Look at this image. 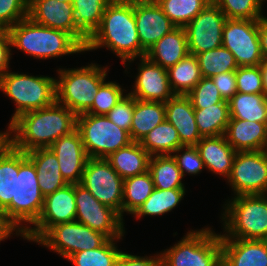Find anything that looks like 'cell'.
I'll return each mask as SVG.
<instances>
[{"instance_id": "1", "label": "cell", "mask_w": 267, "mask_h": 266, "mask_svg": "<svg viewBox=\"0 0 267 266\" xmlns=\"http://www.w3.org/2000/svg\"><path fill=\"white\" fill-rule=\"evenodd\" d=\"M10 124L12 147L22 152L49 148L61 136L77 128V115L55 101L52 105L22 113Z\"/></svg>"}, {"instance_id": "2", "label": "cell", "mask_w": 267, "mask_h": 266, "mask_svg": "<svg viewBox=\"0 0 267 266\" xmlns=\"http://www.w3.org/2000/svg\"><path fill=\"white\" fill-rule=\"evenodd\" d=\"M104 46L120 57L125 66L146 55L138 37L134 0H114L105 8L100 26L88 39L85 51Z\"/></svg>"}, {"instance_id": "3", "label": "cell", "mask_w": 267, "mask_h": 266, "mask_svg": "<svg viewBox=\"0 0 267 266\" xmlns=\"http://www.w3.org/2000/svg\"><path fill=\"white\" fill-rule=\"evenodd\" d=\"M11 46L35 57L49 59L85 52V48L69 33L35 23L29 17L6 30Z\"/></svg>"}, {"instance_id": "4", "label": "cell", "mask_w": 267, "mask_h": 266, "mask_svg": "<svg viewBox=\"0 0 267 266\" xmlns=\"http://www.w3.org/2000/svg\"><path fill=\"white\" fill-rule=\"evenodd\" d=\"M43 204L44 196L39 188L36 168L27 154L19 151L15 199L0 213L1 220L11 232L16 231V235L22 236L28 229L22 222L34 224L41 214Z\"/></svg>"}, {"instance_id": "5", "label": "cell", "mask_w": 267, "mask_h": 266, "mask_svg": "<svg viewBox=\"0 0 267 266\" xmlns=\"http://www.w3.org/2000/svg\"><path fill=\"white\" fill-rule=\"evenodd\" d=\"M225 206L222 219L227 234L220 238L267 240V194L237 195Z\"/></svg>"}, {"instance_id": "6", "label": "cell", "mask_w": 267, "mask_h": 266, "mask_svg": "<svg viewBox=\"0 0 267 266\" xmlns=\"http://www.w3.org/2000/svg\"><path fill=\"white\" fill-rule=\"evenodd\" d=\"M91 63L86 67L57 70L56 101L76 115L86 113L93 104L94 95L105 82L107 67Z\"/></svg>"}, {"instance_id": "7", "label": "cell", "mask_w": 267, "mask_h": 266, "mask_svg": "<svg viewBox=\"0 0 267 266\" xmlns=\"http://www.w3.org/2000/svg\"><path fill=\"white\" fill-rule=\"evenodd\" d=\"M161 255V266H221L220 234L208 228L190 230Z\"/></svg>"}, {"instance_id": "8", "label": "cell", "mask_w": 267, "mask_h": 266, "mask_svg": "<svg viewBox=\"0 0 267 266\" xmlns=\"http://www.w3.org/2000/svg\"><path fill=\"white\" fill-rule=\"evenodd\" d=\"M0 90L15 102L10 123L22 113L41 109L56 101V79L7 71L0 77Z\"/></svg>"}, {"instance_id": "9", "label": "cell", "mask_w": 267, "mask_h": 266, "mask_svg": "<svg viewBox=\"0 0 267 266\" xmlns=\"http://www.w3.org/2000/svg\"><path fill=\"white\" fill-rule=\"evenodd\" d=\"M89 158L106 159L132 141L128 131L118 127L106 115H77V128Z\"/></svg>"}, {"instance_id": "10", "label": "cell", "mask_w": 267, "mask_h": 266, "mask_svg": "<svg viewBox=\"0 0 267 266\" xmlns=\"http://www.w3.org/2000/svg\"><path fill=\"white\" fill-rule=\"evenodd\" d=\"M108 240L106 235L73 221L52 226L36 243L68 259L76 252L99 248Z\"/></svg>"}, {"instance_id": "11", "label": "cell", "mask_w": 267, "mask_h": 266, "mask_svg": "<svg viewBox=\"0 0 267 266\" xmlns=\"http://www.w3.org/2000/svg\"><path fill=\"white\" fill-rule=\"evenodd\" d=\"M259 19H227L222 33V45L231 51L239 67L262 65Z\"/></svg>"}, {"instance_id": "12", "label": "cell", "mask_w": 267, "mask_h": 266, "mask_svg": "<svg viewBox=\"0 0 267 266\" xmlns=\"http://www.w3.org/2000/svg\"><path fill=\"white\" fill-rule=\"evenodd\" d=\"M80 184L122 218L123 179L106 159L89 158Z\"/></svg>"}, {"instance_id": "13", "label": "cell", "mask_w": 267, "mask_h": 266, "mask_svg": "<svg viewBox=\"0 0 267 266\" xmlns=\"http://www.w3.org/2000/svg\"><path fill=\"white\" fill-rule=\"evenodd\" d=\"M76 220L106 235L109 239H121L124 236V223L121 216L99 202L87 188L75 184Z\"/></svg>"}, {"instance_id": "14", "label": "cell", "mask_w": 267, "mask_h": 266, "mask_svg": "<svg viewBox=\"0 0 267 266\" xmlns=\"http://www.w3.org/2000/svg\"><path fill=\"white\" fill-rule=\"evenodd\" d=\"M227 180L235 196L267 194V155L262 151L237 152Z\"/></svg>"}, {"instance_id": "15", "label": "cell", "mask_w": 267, "mask_h": 266, "mask_svg": "<svg viewBox=\"0 0 267 266\" xmlns=\"http://www.w3.org/2000/svg\"><path fill=\"white\" fill-rule=\"evenodd\" d=\"M76 220L75 184H67L44 197L38 220L22 235L28 241L37 242L52 226Z\"/></svg>"}, {"instance_id": "16", "label": "cell", "mask_w": 267, "mask_h": 266, "mask_svg": "<svg viewBox=\"0 0 267 266\" xmlns=\"http://www.w3.org/2000/svg\"><path fill=\"white\" fill-rule=\"evenodd\" d=\"M227 20L225 14L212 1L184 28L187 34L189 54L213 50L222 46L223 27Z\"/></svg>"}, {"instance_id": "17", "label": "cell", "mask_w": 267, "mask_h": 266, "mask_svg": "<svg viewBox=\"0 0 267 266\" xmlns=\"http://www.w3.org/2000/svg\"><path fill=\"white\" fill-rule=\"evenodd\" d=\"M72 3L29 0L28 17L37 24L71 34L84 48L88 38L77 28Z\"/></svg>"}, {"instance_id": "18", "label": "cell", "mask_w": 267, "mask_h": 266, "mask_svg": "<svg viewBox=\"0 0 267 266\" xmlns=\"http://www.w3.org/2000/svg\"><path fill=\"white\" fill-rule=\"evenodd\" d=\"M134 17L140 45L146 52L176 28L156 0H134Z\"/></svg>"}, {"instance_id": "19", "label": "cell", "mask_w": 267, "mask_h": 266, "mask_svg": "<svg viewBox=\"0 0 267 266\" xmlns=\"http://www.w3.org/2000/svg\"><path fill=\"white\" fill-rule=\"evenodd\" d=\"M134 89L129 94L141 101L166 103L175 94L172 92L167 69L152 62L146 56L141 57Z\"/></svg>"}, {"instance_id": "20", "label": "cell", "mask_w": 267, "mask_h": 266, "mask_svg": "<svg viewBox=\"0 0 267 266\" xmlns=\"http://www.w3.org/2000/svg\"><path fill=\"white\" fill-rule=\"evenodd\" d=\"M57 157L62 177L68 184H78L89 159L79 131L61 136L49 147Z\"/></svg>"}, {"instance_id": "21", "label": "cell", "mask_w": 267, "mask_h": 266, "mask_svg": "<svg viewBox=\"0 0 267 266\" xmlns=\"http://www.w3.org/2000/svg\"><path fill=\"white\" fill-rule=\"evenodd\" d=\"M221 266H267V240L221 238Z\"/></svg>"}, {"instance_id": "22", "label": "cell", "mask_w": 267, "mask_h": 266, "mask_svg": "<svg viewBox=\"0 0 267 266\" xmlns=\"http://www.w3.org/2000/svg\"><path fill=\"white\" fill-rule=\"evenodd\" d=\"M165 119L177 130L183 146H195L201 139L194 108L187 95H174L165 103Z\"/></svg>"}, {"instance_id": "23", "label": "cell", "mask_w": 267, "mask_h": 266, "mask_svg": "<svg viewBox=\"0 0 267 266\" xmlns=\"http://www.w3.org/2000/svg\"><path fill=\"white\" fill-rule=\"evenodd\" d=\"M195 146L205 168L226 178L230 176L237 152L227 142L225 135L202 137Z\"/></svg>"}, {"instance_id": "24", "label": "cell", "mask_w": 267, "mask_h": 266, "mask_svg": "<svg viewBox=\"0 0 267 266\" xmlns=\"http://www.w3.org/2000/svg\"><path fill=\"white\" fill-rule=\"evenodd\" d=\"M266 132V123L230 119L224 135L236 152L261 151Z\"/></svg>"}, {"instance_id": "25", "label": "cell", "mask_w": 267, "mask_h": 266, "mask_svg": "<svg viewBox=\"0 0 267 266\" xmlns=\"http://www.w3.org/2000/svg\"><path fill=\"white\" fill-rule=\"evenodd\" d=\"M188 54L186 30L183 27H176L149 48L145 56L162 68L168 69Z\"/></svg>"}, {"instance_id": "26", "label": "cell", "mask_w": 267, "mask_h": 266, "mask_svg": "<svg viewBox=\"0 0 267 266\" xmlns=\"http://www.w3.org/2000/svg\"><path fill=\"white\" fill-rule=\"evenodd\" d=\"M26 154L36 168L39 188L44 197L68 184L62 177L57 157L50 148H39Z\"/></svg>"}, {"instance_id": "27", "label": "cell", "mask_w": 267, "mask_h": 266, "mask_svg": "<svg viewBox=\"0 0 267 266\" xmlns=\"http://www.w3.org/2000/svg\"><path fill=\"white\" fill-rule=\"evenodd\" d=\"M150 157L139 142L133 141L112 153L106 160L124 180L148 171Z\"/></svg>"}, {"instance_id": "28", "label": "cell", "mask_w": 267, "mask_h": 266, "mask_svg": "<svg viewBox=\"0 0 267 266\" xmlns=\"http://www.w3.org/2000/svg\"><path fill=\"white\" fill-rule=\"evenodd\" d=\"M165 120V103L141 101L135 98L130 128L132 141L140 142L153 128Z\"/></svg>"}, {"instance_id": "29", "label": "cell", "mask_w": 267, "mask_h": 266, "mask_svg": "<svg viewBox=\"0 0 267 266\" xmlns=\"http://www.w3.org/2000/svg\"><path fill=\"white\" fill-rule=\"evenodd\" d=\"M228 102L230 119L267 124V96L265 94L237 92Z\"/></svg>"}, {"instance_id": "30", "label": "cell", "mask_w": 267, "mask_h": 266, "mask_svg": "<svg viewBox=\"0 0 267 266\" xmlns=\"http://www.w3.org/2000/svg\"><path fill=\"white\" fill-rule=\"evenodd\" d=\"M150 156L171 155L182 147L177 130L166 119L139 142Z\"/></svg>"}, {"instance_id": "31", "label": "cell", "mask_w": 267, "mask_h": 266, "mask_svg": "<svg viewBox=\"0 0 267 266\" xmlns=\"http://www.w3.org/2000/svg\"><path fill=\"white\" fill-rule=\"evenodd\" d=\"M169 84L175 95H187L203 78L195 55L188 54L167 69Z\"/></svg>"}, {"instance_id": "32", "label": "cell", "mask_w": 267, "mask_h": 266, "mask_svg": "<svg viewBox=\"0 0 267 266\" xmlns=\"http://www.w3.org/2000/svg\"><path fill=\"white\" fill-rule=\"evenodd\" d=\"M201 137L224 135L230 120L229 103H217L204 109H194Z\"/></svg>"}, {"instance_id": "33", "label": "cell", "mask_w": 267, "mask_h": 266, "mask_svg": "<svg viewBox=\"0 0 267 266\" xmlns=\"http://www.w3.org/2000/svg\"><path fill=\"white\" fill-rule=\"evenodd\" d=\"M154 190L151 173L148 171L123 180L122 219L124 212L134 214Z\"/></svg>"}, {"instance_id": "34", "label": "cell", "mask_w": 267, "mask_h": 266, "mask_svg": "<svg viewBox=\"0 0 267 266\" xmlns=\"http://www.w3.org/2000/svg\"><path fill=\"white\" fill-rule=\"evenodd\" d=\"M149 172L152 175L156 189H185L182 183L183 175L172 155L151 156Z\"/></svg>"}, {"instance_id": "35", "label": "cell", "mask_w": 267, "mask_h": 266, "mask_svg": "<svg viewBox=\"0 0 267 266\" xmlns=\"http://www.w3.org/2000/svg\"><path fill=\"white\" fill-rule=\"evenodd\" d=\"M114 0H73L77 28L89 39L98 29L105 8Z\"/></svg>"}, {"instance_id": "36", "label": "cell", "mask_w": 267, "mask_h": 266, "mask_svg": "<svg viewBox=\"0 0 267 266\" xmlns=\"http://www.w3.org/2000/svg\"><path fill=\"white\" fill-rule=\"evenodd\" d=\"M19 150L12 146L0 157V213L15 199Z\"/></svg>"}, {"instance_id": "37", "label": "cell", "mask_w": 267, "mask_h": 266, "mask_svg": "<svg viewBox=\"0 0 267 266\" xmlns=\"http://www.w3.org/2000/svg\"><path fill=\"white\" fill-rule=\"evenodd\" d=\"M185 189H156L152 191V194L147 200L138 208L133 214L137 219L142 216H158L173 210L180 201L183 199Z\"/></svg>"}, {"instance_id": "38", "label": "cell", "mask_w": 267, "mask_h": 266, "mask_svg": "<svg viewBox=\"0 0 267 266\" xmlns=\"http://www.w3.org/2000/svg\"><path fill=\"white\" fill-rule=\"evenodd\" d=\"M176 27H185L212 0H156Z\"/></svg>"}, {"instance_id": "39", "label": "cell", "mask_w": 267, "mask_h": 266, "mask_svg": "<svg viewBox=\"0 0 267 266\" xmlns=\"http://www.w3.org/2000/svg\"><path fill=\"white\" fill-rule=\"evenodd\" d=\"M201 70L202 77H213L223 72L238 69L234 55L223 45L195 55Z\"/></svg>"}, {"instance_id": "40", "label": "cell", "mask_w": 267, "mask_h": 266, "mask_svg": "<svg viewBox=\"0 0 267 266\" xmlns=\"http://www.w3.org/2000/svg\"><path fill=\"white\" fill-rule=\"evenodd\" d=\"M114 241L109 239L99 248L76 252L68 260L74 266H115L122 251L118 250Z\"/></svg>"}, {"instance_id": "41", "label": "cell", "mask_w": 267, "mask_h": 266, "mask_svg": "<svg viewBox=\"0 0 267 266\" xmlns=\"http://www.w3.org/2000/svg\"><path fill=\"white\" fill-rule=\"evenodd\" d=\"M227 19H262L265 0H212Z\"/></svg>"}, {"instance_id": "42", "label": "cell", "mask_w": 267, "mask_h": 266, "mask_svg": "<svg viewBox=\"0 0 267 266\" xmlns=\"http://www.w3.org/2000/svg\"><path fill=\"white\" fill-rule=\"evenodd\" d=\"M124 89L116 82H104L94 95L92 107L86 112L92 115H106L123 98Z\"/></svg>"}, {"instance_id": "43", "label": "cell", "mask_w": 267, "mask_h": 266, "mask_svg": "<svg viewBox=\"0 0 267 266\" xmlns=\"http://www.w3.org/2000/svg\"><path fill=\"white\" fill-rule=\"evenodd\" d=\"M187 97L194 109H204L217 103H229L221 97L220 91L210 77H203L187 94Z\"/></svg>"}, {"instance_id": "44", "label": "cell", "mask_w": 267, "mask_h": 266, "mask_svg": "<svg viewBox=\"0 0 267 266\" xmlns=\"http://www.w3.org/2000/svg\"><path fill=\"white\" fill-rule=\"evenodd\" d=\"M236 85L238 93L265 94L262 66L238 67Z\"/></svg>"}, {"instance_id": "45", "label": "cell", "mask_w": 267, "mask_h": 266, "mask_svg": "<svg viewBox=\"0 0 267 266\" xmlns=\"http://www.w3.org/2000/svg\"><path fill=\"white\" fill-rule=\"evenodd\" d=\"M29 0H0V29L7 30L28 17Z\"/></svg>"}, {"instance_id": "46", "label": "cell", "mask_w": 267, "mask_h": 266, "mask_svg": "<svg viewBox=\"0 0 267 266\" xmlns=\"http://www.w3.org/2000/svg\"><path fill=\"white\" fill-rule=\"evenodd\" d=\"M134 104L135 98L128 93L106 114V117L130 133Z\"/></svg>"}, {"instance_id": "47", "label": "cell", "mask_w": 267, "mask_h": 266, "mask_svg": "<svg viewBox=\"0 0 267 266\" xmlns=\"http://www.w3.org/2000/svg\"><path fill=\"white\" fill-rule=\"evenodd\" d=\"M180 151H183L182 154H179ZM173 154L174 155L172 156L176 160L178 168L180 169L183 177L185 173L191 175L199 174V172H201L204 168L203 160L200 158L196 146H182Z\"/></svg>"}, {"instance_id": "48", "label": "cell", "mask_w": 267, "mask_h": 266, "mask_svg": "<svg viewBox=\"0 0 267 266\" xmlns=\"http://www.w3.org/2000/svg\"><path fill=\"white\" fill-rule=\"evenodd\" d=\"M211 78L225 101H229L237 93L236 70L223 72Z\"/></svg>"}, {"instance_id": "49", "label": "cell", "mask_w": 267, "mask_h": 266, "mask_svg": "<svg viewBox=\"0 0 267 266\" xmlns=\"http://www.w3.org/2000/svg\"><path fill=\"white\" fill-rule=\"evenodd\" d=\"M115 266H161V255L140 257L122 251Z\"/></svg>"}, {"instance_id": "50", "label": "cell", "mask_w": 267, "mask_h": 266, "mask_svg": "<svg viewBox=\"0 0 267 266\" xmlns=\"http://www.w3.org/2000/svg\"><path fill=\"white\" fill-rule=\"evenodd\" d=\"M11 40L8 32L2 30L0 32V77L8 71L11 59Z\"/></svg>"}, {"instance_id": "51", "label": "cell", "mask_w": 267, "mask_h": 266, "mask_svg": "<svg viewBox=\"0 0 267 266\" xmlns=\"http://www.w3.org/2000/svg\"><path fill=\"white\" fill-rule=\"evenodd\" d=\"M258 33L263 60H267V17L259 19Z\"/></svg>"}, {"instance_id": "52", "label": "cell", "mask_w": 267, "mask_h": 266, "mask_svg": "<svg viewBox=\"0 0 267 266\" xmlns=\"http://www.w3.org/2000/svg\"><path fill=\"white\" fill-rule=\"evenodd\" d=\"M10 124L6 132H0V157L12 146Z\"/></svg>"}, {"instance_id": "53", "label": "cell", "mask_w": 267, "mask_h": 266, "mask_svg": "<svg viewBox=\"0 0 267 266\" xmlns=\"http://www.w3.org/2000/svg\"><path fill=\"white\" fill-rule=\"evenodd\" d=\"M11 234H13L2 222L0 217V242L7 239Z\"/></svg>"}, {"instance_id": "54", "label": "cell", "mask_w": 267, "mask_h": 266, "mask_svg": "<svg viewBox=\"0 0 267 266\" xmlns=\"http://www.w3.org/2000/svg\"><path fill=\"white\" fill-rule=\"evenodd\" d=\"M262 73H263V89L265 95L267 96V60H263L262 62Z\"/></svg>"}, {"instance_id": "55", "label": "cell", "mask_w": 267, "mask_h": 266, "mask_svg": "<svg viewBox=\"0 0 267 266\" xmlns=\"http://www.w3.org/2000/svg\"><path fill=\"white\" fill-rule=\"evenodd\" d=\"M265 155H267V132H266V139H265V143L263 145V148L261 150Z\"/></svg>"}, {"instance_id": "56", "label": "cell", "mask_w": 267, "mask_h": 266, "mask_svg": "<svg viewBox=\"0 0 267 266\" xmlns=\"http://www.w3.org/2000/svg\"><path fill=\"white\" fill-rule=\"evenodd\" d=\"M55 1H62V2H69V3H72L73 2V0H55Z\"/></svg>"}]
</instances>
